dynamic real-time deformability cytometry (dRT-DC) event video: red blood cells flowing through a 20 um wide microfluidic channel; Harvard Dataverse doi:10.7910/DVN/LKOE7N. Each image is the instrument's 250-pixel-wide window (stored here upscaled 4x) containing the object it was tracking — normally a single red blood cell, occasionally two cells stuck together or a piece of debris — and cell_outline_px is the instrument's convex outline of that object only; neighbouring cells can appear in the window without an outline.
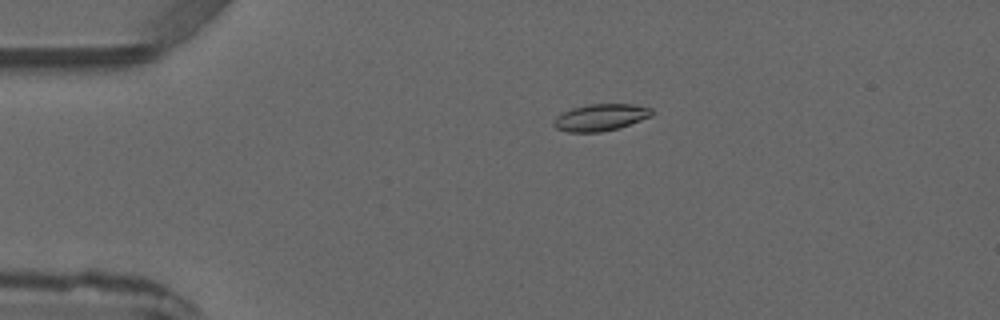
{"species": "common noctule bat (a hibernating species)", "species_latin": "Nyctalus noctula", "temperature_condition": "warm", "stored_images_in_passage": 3, "camera_frame_rate_fps": 3000, "um_per_image_px": 0.085, "animal": {"sex": "male", "forearm_length_mm": 52.5}, "frame": {"image": 1, "passage_image": 2, "time_ms": 1.333, "image_size_px": [1000, 320], "cell_outline_px": [[652, 116], [620, 128], [600, 132], [568, 132], [556, 128], [552, 124], [556, 116], [560, 112], [572, 108], [588, 104], [636, 104], [652, 108]], "centroid_in_image_um": [51.04, 9.97], "position_along_channel_um": 34.0, "area_um2": 15.55}}